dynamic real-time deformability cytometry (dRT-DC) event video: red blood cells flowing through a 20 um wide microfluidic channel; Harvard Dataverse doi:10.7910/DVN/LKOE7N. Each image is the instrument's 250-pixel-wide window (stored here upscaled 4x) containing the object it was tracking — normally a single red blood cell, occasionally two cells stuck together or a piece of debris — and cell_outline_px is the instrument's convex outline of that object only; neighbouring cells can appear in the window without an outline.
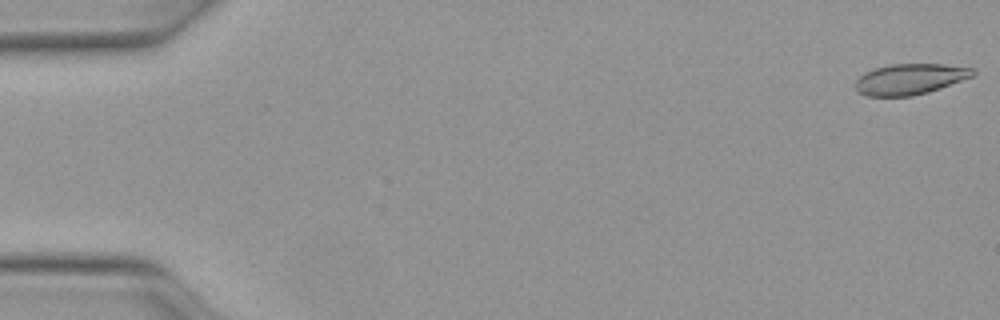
{"species": "Egyptian fruit bat (a non-hibernating species)", "species_latin": "Rousettus aegyptiacus", "temperature_condition": "warm", "stored_images_in_passage": 24, "camera_frame_rate_fps": 3000, "um_per_image_px": 0.085, "animal": {"sex": "female"}, "frame": {"image": 1, "passage_image": 1, "time_ms": 0.0, "image_size_px": [1000, 320], "cell_outline_px": [[976, 72], [972, 76], [940, 88], [928, 92], [912, 96], [868, 96], [860, 92], [856, 88], [856, 80], [864, 72], [876, 68], [892, 64], [944, 64], [976, 68]], "centroid_in_image_um": [77.37, 6.71], "position_along_channel_um": 7.6, "area_um2": 20.92}}
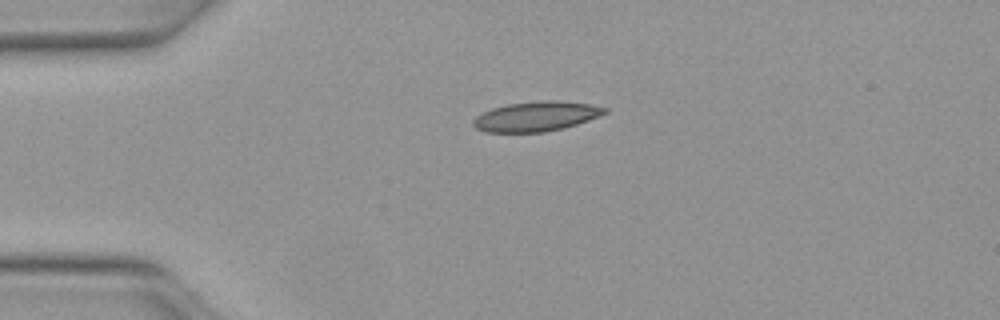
{"frame": {"image": 2, "passage_image": 12, "time_ms": 3.667, "image_size_px": [1000, 320], "cell_outline_px": [[608, 112], [600, 116], [564, 128], [544, 132], [484, 132], [476, 128], [472, 124], [472, 120], [476, 116], [492, 108], [508, 104], [540, 100], [560, 100], [588, 104], [608, 108]], "centroid_in_image_um": [45.58, 9.89], "position_along_channel_um": 39.4, "area_um2": 22.89}}
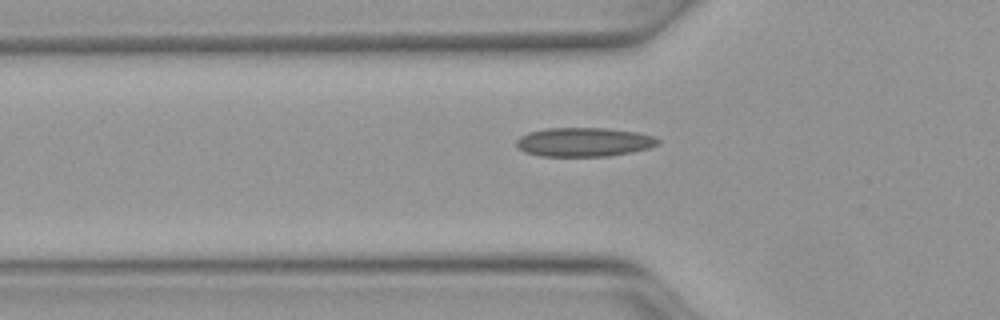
{"frame": {"image": 3, "passage_image": 17, "time_ms": 5.333, "image_size_px": [1000, 320], "cell_outline_px": [[660, 144], [648, 148], [632, 152], [608, 156], [540, 156], [524, 152], [516, 144], [516, 140], [520, 136], [528, 132], [544, 128], [608, 128], [636, 132], [652, 136], [660, 140]], "centroid_in_image_um": [49.62, 12.07], "position_along_channel_um": 76.2, "area_um2": 23.99}}